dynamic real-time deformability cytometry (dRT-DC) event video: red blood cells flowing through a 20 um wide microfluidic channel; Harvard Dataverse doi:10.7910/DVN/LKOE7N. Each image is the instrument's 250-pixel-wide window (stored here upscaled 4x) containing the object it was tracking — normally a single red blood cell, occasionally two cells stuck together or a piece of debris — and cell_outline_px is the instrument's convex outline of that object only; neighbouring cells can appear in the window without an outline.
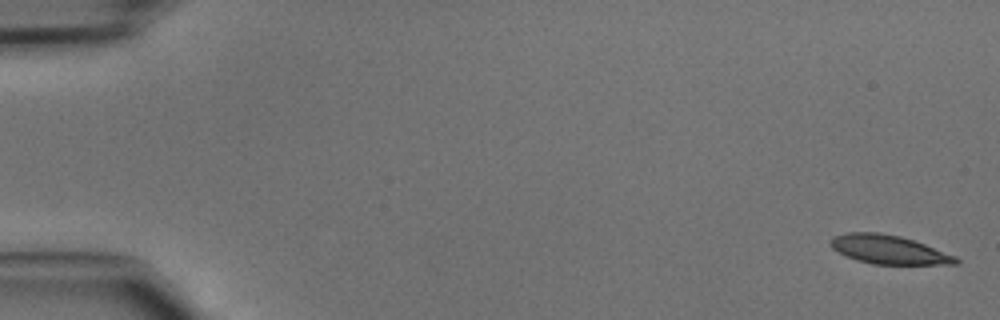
{"species": "common noctule bat (a hibernating species)", "species_latin": "Nyctalus noctula", "temperature_condition": "cold", "stored_images_in_passage": 9, "camera_frame_rate_fps": 3000, "um_per_image_px": 0.085, "animal": {"sex": "male", "body_mass_g": 15.6}, "frame": {"image": 1, "passage_image": 1, "time_ms": 0.0, "image_size_px": [1000, 320], "cell_outline_px": [[960, 260], [956, 264], [872, 264], [856, 260], [832, 248], [828, 240], [832, 236], [844, 232], [880, 232], [900, 236], [924, 244], [956, 256]], "centroid_in_image_um": [75.5, 21.2], "position_along_channel_um": 9.5, "area_um2": 20.98}}